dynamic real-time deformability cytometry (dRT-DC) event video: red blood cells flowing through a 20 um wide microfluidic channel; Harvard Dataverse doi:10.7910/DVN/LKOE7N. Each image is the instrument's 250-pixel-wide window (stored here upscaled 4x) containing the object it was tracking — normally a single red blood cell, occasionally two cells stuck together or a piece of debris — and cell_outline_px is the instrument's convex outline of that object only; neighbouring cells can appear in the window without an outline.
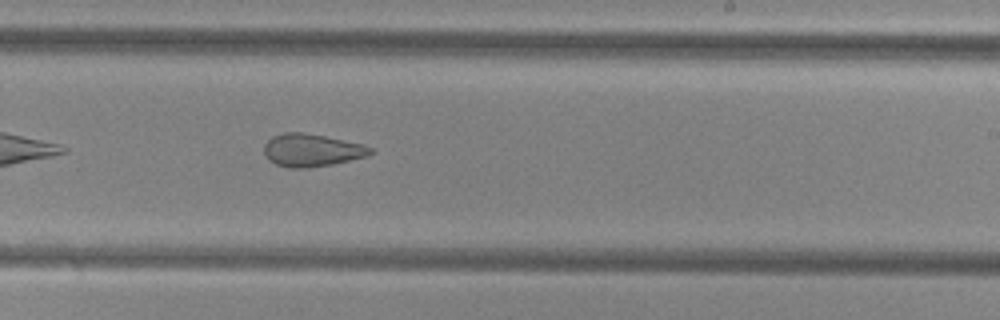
{"species": "common noctule bat (a hibernating species)", "species_latin": "Nyctalus noctula", "temperature_condition": "cold", "stored_images_in_passage": 36, "camera_frame_rate_fps": 3000, "um_per_image_px": 0.085, "animal": {"sex": "female", "body_mass_g": 29.2, "forearm_length_mm": 56.3}, "frame": {"image": 1, "passage_image": 16, "time_ms": 5.0, "image_size_px": [1000, 320], "cell_outline_px": [[376, 152], [368, 156], [332, 164], [308, 168], [288, 168], [276, 164], [268, 160], [264, 152], [264, 144], [272, 136], [284, 132], [304, 132], [364, 144], [372, 148]], "centroid_in_image_um": [26.5, 12.77], "position_along_channel_um": 262.5, "area_um2": 20.46}}
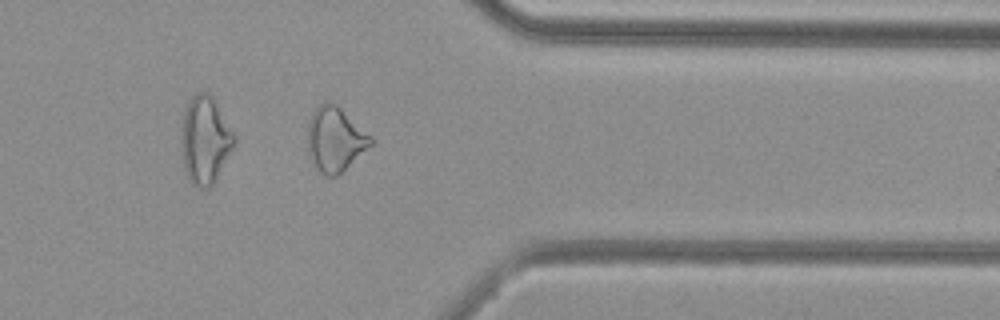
{"frame": {"image": 2, "passage_image": 26, "time_ms": 8.333, "image_size_px": [1000, 320], "cell_outline_px": [[376, 140], [372, 144], [336, 176], [324, 176], [320, 172], [312, 160], [308, 148], [308, 120], [312, 112], [324, 100], [332, 100], [372, 136]], "centroid_in_image_um": [28.48, 11.79], "position_along_channel_um": 382.9, "area_um2": 23.64}, "authors_computed_cell_mechanics": {"area_um2": 21.9351, "velocity_mm_per_s": 3.8521, "shape_relaxation_time_tau1_ms": null, "shape_relaxation_time_tau2_ms": 2.6915, "deformation_change_tau1": null, "deformation_change_tau2": 0.1039}}